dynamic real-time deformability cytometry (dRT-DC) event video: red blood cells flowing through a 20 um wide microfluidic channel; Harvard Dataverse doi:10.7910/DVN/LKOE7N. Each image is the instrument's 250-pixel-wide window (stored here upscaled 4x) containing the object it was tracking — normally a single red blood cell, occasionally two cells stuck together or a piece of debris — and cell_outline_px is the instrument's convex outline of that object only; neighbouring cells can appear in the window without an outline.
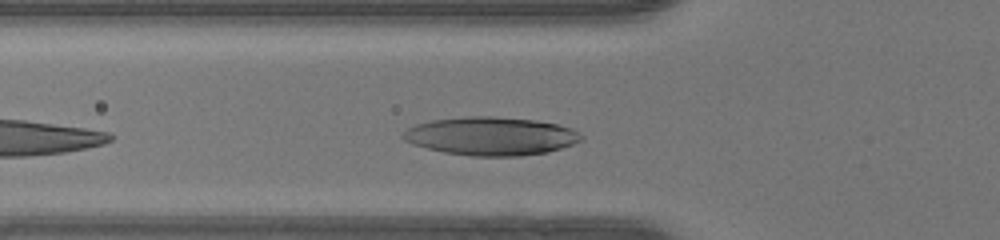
{"species": "human", "species_latin": "Homo sapiens", "temperature_condition": "warm", "stored_images_in_passage": 17, "camera_frame_rate_fps": 3000, "um_per_image_px": 0.085, "donor": {"sex": "female"}, "frame": {"image": 1, "passage_image": 4, "time_ms": 1.0, "image_size_px": [1000, 240], "cell_outline_px": [[584, 140], [548, 152], [520, 156], [472, 156], [444, 152], [412, 144], [404, 140], [400, 136], [408, 128], [416, 124], [432, 120], [468, 116], [492, 116], [536, 120], [556, 124], [568, 128], [584, 136]], "centroid_in_image_um": [41.71, 11.57], "position_along_channel_um": 84.1, "area_um2": 39.65}}
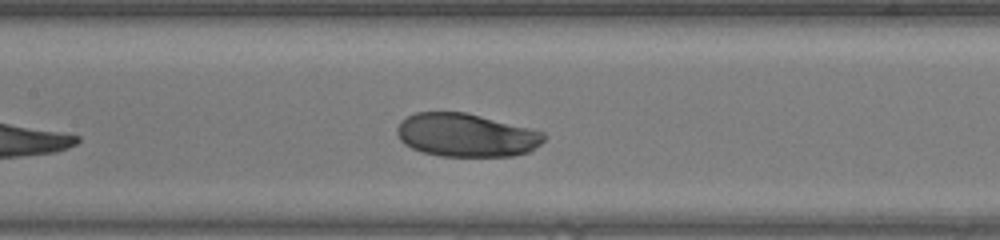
{"frame": {"image": 2, "passage_image": 10, "time_ms": 3.0, "image_size_px": [1000, 240], "cell_outline_px": [[548, 136], [540, 144], [528, 152], [512, 156], [440, 156], [424, 152], [412, 148], [404, 144], [400, 140], [396, 132], [396, 128], [400, 120], [416, 112], [464, 112], [544, 132]], "centroid_in_image_um": [39.59, 11.49], "position_along_channel_um": 167.8, "area_um2": 36.93}}
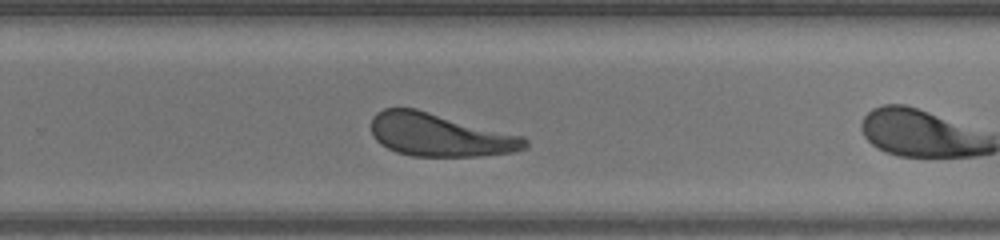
{"frame": {"image": 3, "passage_image": 16, "time_ms": 5.0, "image_size_px": [1000, 240], "cell_outline_px": [[528, 148], [516, 152], [480, 156], [412, 156], [396, 152], [380, 144], [372, 136], [372, 116], [376, 112], [384, 108], [416, 108], [524, 136], [528, 140]], "centroid_in_image_um": [37.4, 11.47], "position_along_channel_um": 292.4, "area_um2": 38.9}}